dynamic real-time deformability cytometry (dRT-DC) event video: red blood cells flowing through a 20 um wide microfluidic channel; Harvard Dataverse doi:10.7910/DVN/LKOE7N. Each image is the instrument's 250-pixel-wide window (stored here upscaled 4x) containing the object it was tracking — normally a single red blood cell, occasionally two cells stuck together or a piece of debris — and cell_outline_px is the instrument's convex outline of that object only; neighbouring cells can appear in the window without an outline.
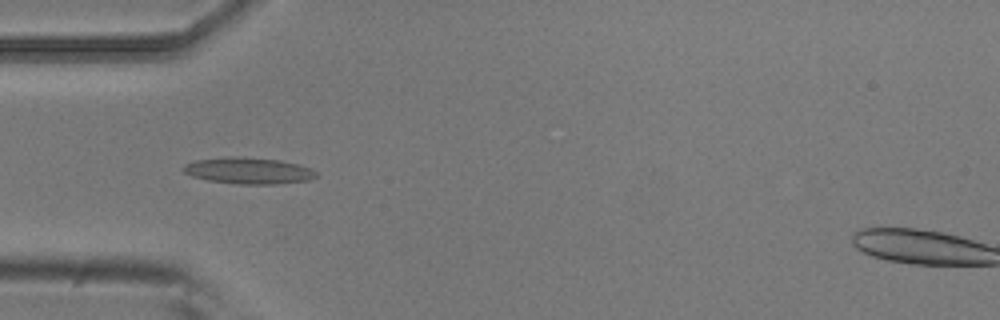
{"species": "common noctule bat (a hibernating species)", "species_latin": "Nyctalus noctula", "temperature_condition": "room temperature", "stored_images_in_passage": 5, "camera_frame_rate_fps": 3000, "um_per_image_px": 0.085, "animal": {"sex": "male", "body_mass_g": 20.5, "forearm_length_mm": 52.5}, "frame": {"image": 1, "passage_image": 3, "time_ms": 0.667, "image_size_px": [1000, 320], "cell_outline_px": [[320, 172], [316, 176], [308, 180], [280, 184], [236, 184], [208, 180], [192, 176], [184, 172], [180, 168], [184, 164], [196, 160], [224, 156], [236, 156], [280, 160], [300, 164]], "centroid_in_image_um": [21.12, 14.5], "position_along_channel_um": 63.9, "area_um2": 20.75}}
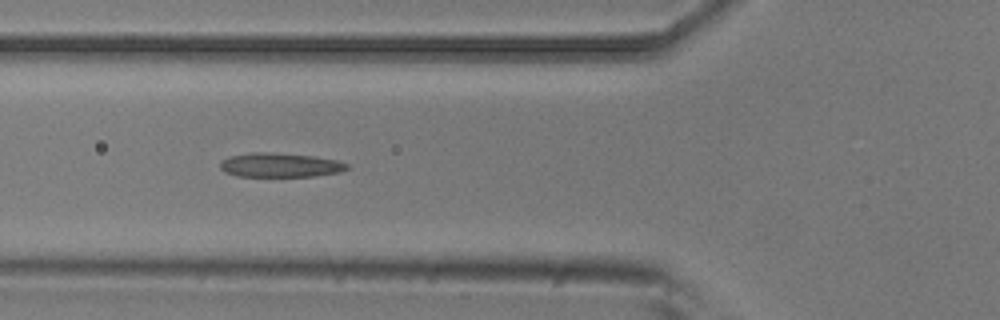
{"frame": {"image": 2, "passage_image": 4, "time_ms": 1.0, "image_size_px": [1000, 320], "cell_outline_px": [[348, 168], [340, 172], [312, 176], [236, 176], [224, 172], [220, 168], [220, 160], [228, 156], [252, 152], [268, 152], [312, 156], [336, 160], [348, 164]], "centroid_in_image_um": [23.74, 14.03], "position_along_channel_um": 102.1, "area_um2": 17.86}}
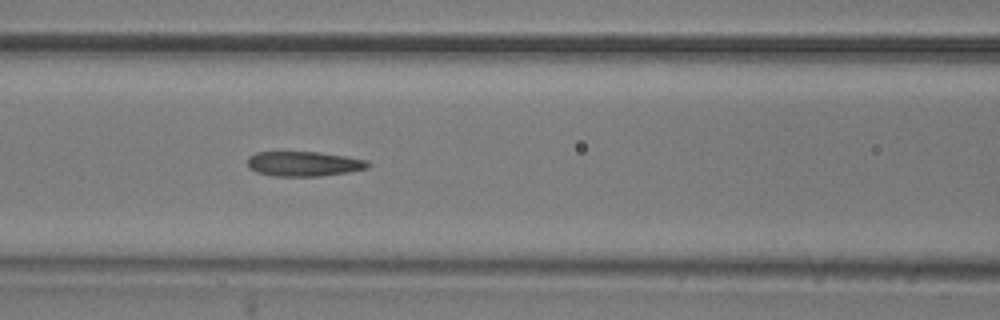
{"frame": {"image": 3, "passage_image": 5, "time_ms": 1.333, "image_size_px": [1000, 320], "cell_outline_px": [[372, 164], [368, 168], [348, 172], [320, 176], [272, 176], [256, 172], [248, 168], [248, 156], [256, 152], [320, 152], [368, 160]], "centroid_in_image_um": [25.82, 13.92], "position_along_channel_um": 140.8, "area_um2": 17.57}}